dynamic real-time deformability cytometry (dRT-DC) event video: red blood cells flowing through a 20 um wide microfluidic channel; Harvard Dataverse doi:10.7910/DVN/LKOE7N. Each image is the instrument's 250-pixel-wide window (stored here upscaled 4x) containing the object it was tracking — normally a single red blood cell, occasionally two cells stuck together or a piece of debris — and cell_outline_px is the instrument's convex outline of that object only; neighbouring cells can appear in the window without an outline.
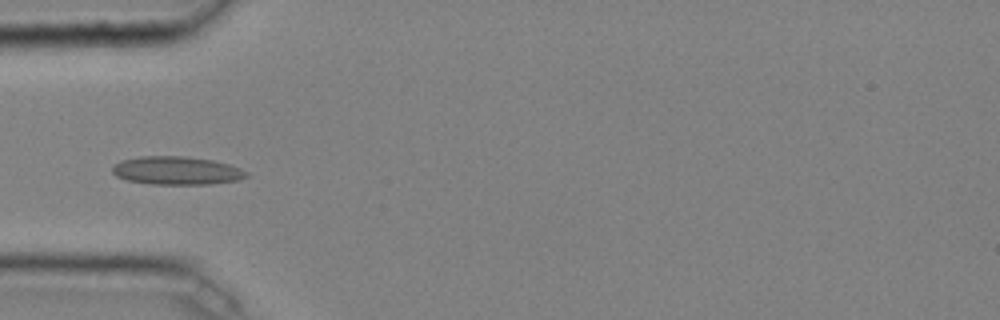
{"species": "common noctule bat (a hibernating species)", "species_latin": "Nyctalus noctula", "temperature_condition": "cold", "stored_images_in_passage": 38, "camera_frame_rate_fps": 3000, "um_per_image_px": 0.085, "animal": {"sex": "male", "body_mass_g": 20.4}, "frame": {"image": 1, "passage_image": 14, "time_ms": 4.333, "image_size_px": [1000, 320], "cell_outline_px": [[252, 176], [240, 180], [212, 184], [152, 184], [128, 180], [116, 176], [112, 172], [112, 168], [120, 160], [140, 156], [184, 156], [212, 160], [228, 164], [240, 168], [248, 172]], "centroid_in_image_um": [15.06, 14.5], "position_along_channel_um": 69.9, "area_um2": 22.2}}
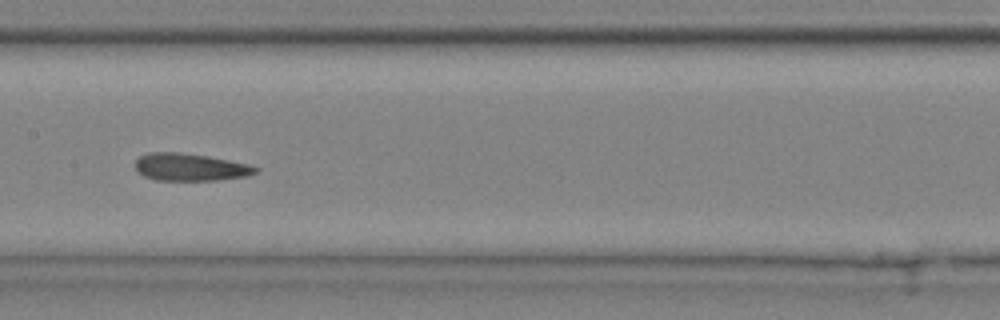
{"frame": {"image": 2, "passage_image": 23, "time_ms": 7.333, "image_size_px": [1000, 320], "cell_outline_px": [[260, 168], [256, 172], [248, 176], [216, 180], [156, 180], [144, 176], [136, 168], [136, 160], [140, 156], [148, 152], [180, 152], [208, 156], [248, 164]], "centroid_in_image_um": [16.17, 14.2], "position_along_channel_um": 191.2, "area_um2": 19.13}}
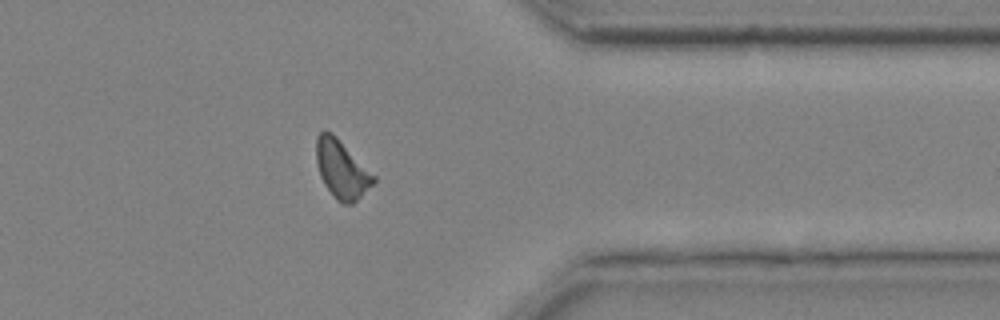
{"frame": {"image": 3, "passage_image": 38, "time_ms": 12.333, "image_size_px": [1000, 320], "cell_outline_px": [[376, 180], [352, 204], [344, 204], [336, 200], [324, 184], [320, 176], [316, 164], [316, 136], [324, 128], [332, 132], [376, 176]], "centroid_in_image_um": [29.01, 14.35], "position_along_channel_um": 382.4, "area_um2": 19.42}, "authors_computed_cell_mechanics": {"area_um2": 19.5364, "velocity_mm_per_s": 4.0542, "shape_relaxation_time_tau1_ms": null, "shape_relaxation_time_tau2_ms": 1.7683, "deformation_change_tau1": null, "deformation_change_tau2": 0.0841}}